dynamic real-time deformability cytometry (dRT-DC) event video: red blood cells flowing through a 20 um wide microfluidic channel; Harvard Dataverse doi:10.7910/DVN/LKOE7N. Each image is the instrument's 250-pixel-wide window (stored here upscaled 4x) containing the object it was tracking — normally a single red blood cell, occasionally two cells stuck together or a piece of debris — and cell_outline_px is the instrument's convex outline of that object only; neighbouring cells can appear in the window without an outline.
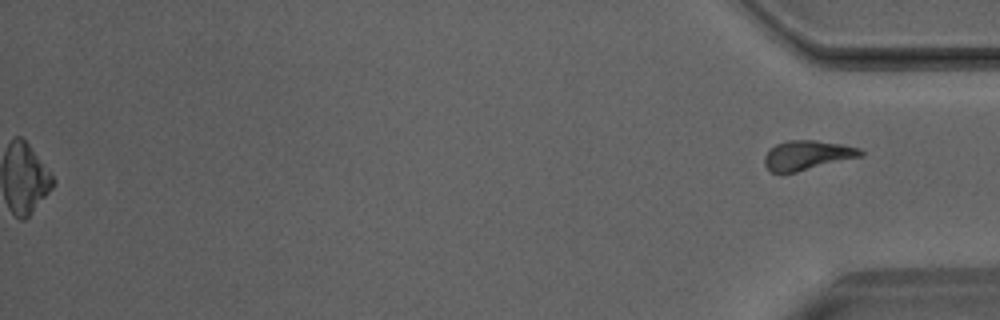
{"species": "Egyptian fruit bat (a non-hibernating species)", "species_latin": "Rousettus aegyptiacus", "temperature_condition": "room temperature", "stored_images_in_passage": 33, "camera_frame_rate_fps": 3000, "um_per_image_px": 0.085, "animal": {"sex": "male"}, "frame": {"image": 1, "passage_image": 33, "time_ms": 10.667, "image_size_px": [1000, 320], "cell_outline_px": [[864, 156], [796, 172], [772, 172], [764, 164], [764, 156], [776, 144], [788, 140], [816, 140], [840, 144], [860, 148], [864, 152]], "centroid_in_image_um": [68.65, 13.19], "position_along_channel_um": 366.5, "area_um2": 16.42}}